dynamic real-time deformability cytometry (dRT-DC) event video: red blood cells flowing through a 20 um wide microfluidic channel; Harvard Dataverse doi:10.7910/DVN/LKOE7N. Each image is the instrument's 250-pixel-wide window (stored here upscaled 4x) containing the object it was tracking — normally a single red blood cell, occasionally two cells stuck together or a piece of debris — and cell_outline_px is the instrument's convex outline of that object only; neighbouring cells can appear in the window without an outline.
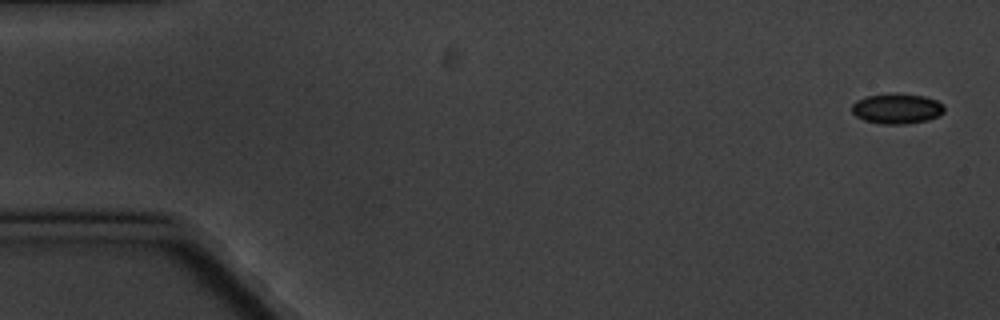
{"species": "common noctule bat (a hibernating species)", "species_latin": "Nyctalus noctula", "temperature_condition": "cold", "stored_images_in_passage": 10, "camera_frame_rate_fps": 3000, "um_per_image_px": 0.085, "animal": {"sex": "male", "body_mass_g": 20.1, "forearm_length_mm": 53.5}, "frame": {"image": 1, "passage_image": 1, "time_ms": 0.0, "image_size_px": [1000, 320], "cell_outline_px": [[944, 112], [928, 120], [904, 124], [884, 124], [864, 120], [856, 116], [852, 112], [852, 104], [856, 100], [864, 96], [892, 92], [896, 92], [924, 96], [936, 100], [944, 104]], "centroid_in_image_um": [76.22, 9.2], "position_along_channel_um": 8.8, "area_um2": 16.53}}
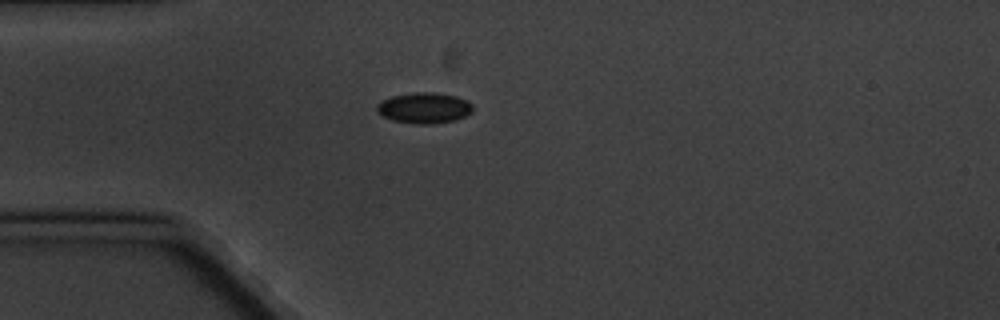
{"frame": {"image": 2, "passage_image": 5, "time_ms": 4.667, "image_size_px": [1000, 320], "cell_outline_px": [[472, 112], [456, 120], [432, 124], [416, 124], [392, 120], [376, 112], [376, 104], [392, 96], [416, 92], [428, 92], [456, 96], [468, 100], [472, 104]], "centroid_in_image_um": [36.06, 9.18], "position_along_channel_um": 48.9, "area_um2": 17.17}}